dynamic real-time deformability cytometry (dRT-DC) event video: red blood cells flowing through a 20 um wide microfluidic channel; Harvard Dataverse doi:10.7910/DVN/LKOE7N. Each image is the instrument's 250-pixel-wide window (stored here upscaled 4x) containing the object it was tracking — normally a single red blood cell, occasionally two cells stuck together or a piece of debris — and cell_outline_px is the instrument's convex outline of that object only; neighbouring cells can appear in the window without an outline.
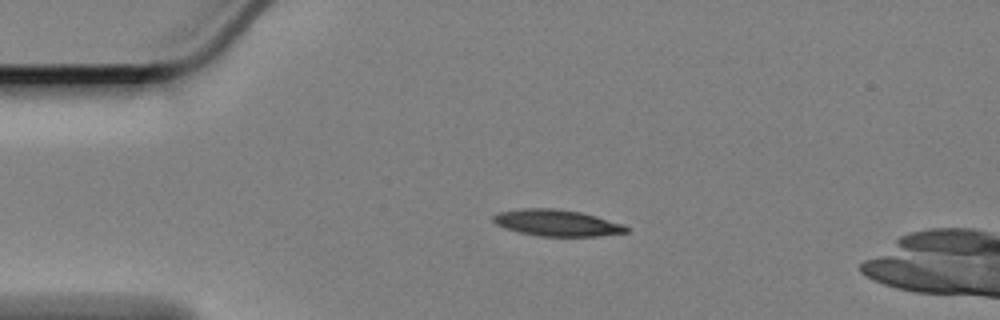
{"species": "Egyptian fruit bat (a non-hibernating species)", "species_latin": "Rousettus aegyptiacus", "temperature_condition": "cold", "stored_images_in_passage": 16, "camera_frame_rate_fps": 3000, "um_per_image_px": 0.085, "animal": {"sex": "female"}, "frame": {"image": 1, "passage_image": 1, "time_ms": 0.0, "image_size_px": [1000, 320], "cell_outline_px": [[628, 232], [596, 236], [540, 236], [520, 232], [496, 224], [492, 220], [492, 216], [500, 212], [524, 208], [556, 208], [580, 212], [596, 216], [624, 224], [628, 228]], "centroid_in_image_um": [47.35, 18.94], "position_along_channel_um": 37.6, "area_um2": 20.29}}
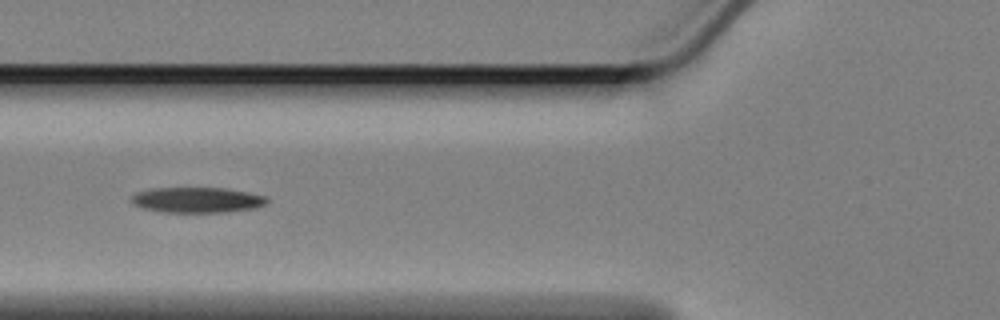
{"frame": {"image": 2, "passage_image": 10, "time_ms": 3.0, "image_size_px": [1000, 320], "cell_outline_px": [[268, 204], [256, 208], [228, 212], [160, 212], [140, 208], [132, 204], [128, 200], [128, 196], [136, 192], [152, 188], [224, 188], [248, 192], [268, 196]], "centroid_in_image_um": [16.71, 17.0], "position_along_channel_um": 109.1, "area_um2": 20.63}}
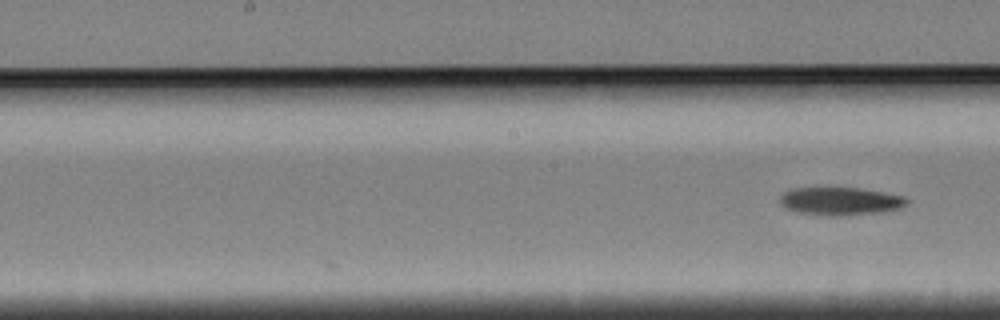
{"frame": {"image": 3, "passage_image": 16, "time_ms": 5.0, "image_size_px": [1000, 320], "cell_outline_px": [[908, 204], [900, 208], [880, 212], [840, 216], [828, 216], [800, 212], [784, 208], [780, 204], [780, 196], [784, 192], [792, 188], [860, 188], [884, 192], [904, 196], [908, 200]], "centroid_in_image_um": [71.43, 17.1], "position_along_channel_um": 176.8, "area_um2": 20.69}}